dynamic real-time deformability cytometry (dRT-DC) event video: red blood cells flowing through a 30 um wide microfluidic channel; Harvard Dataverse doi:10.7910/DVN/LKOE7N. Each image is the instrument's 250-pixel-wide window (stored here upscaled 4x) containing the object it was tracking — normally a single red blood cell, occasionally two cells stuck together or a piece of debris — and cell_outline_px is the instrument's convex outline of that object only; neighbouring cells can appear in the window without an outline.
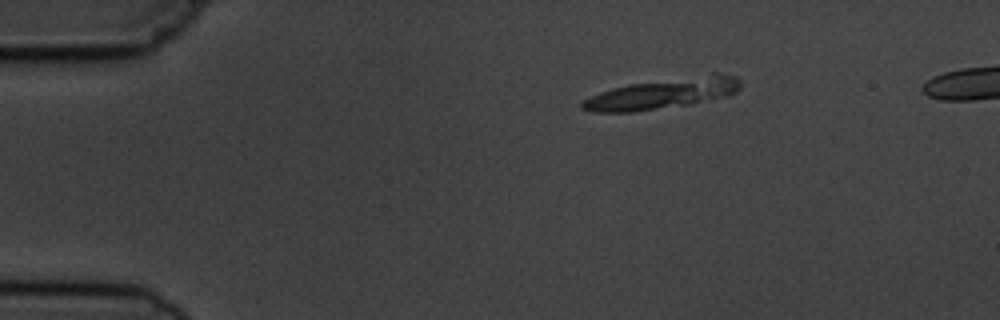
{"species": "common noctule bat (a hibernating species)", "species_latin": "Nyctalus noctula", "temperature_condition": "cold", "stored_images_in_passage": 5, "segment_of_instrument_passage": [1, 2], "camera_frame_rate_fps": 3000, "um_per_image_px": 0.085, "animal": {"sex": "male", "body_mass_g": 19.5, "forearm_length_mm": 54.6}, "frame": {"image": 1, "passage_image": 1, "time_ms": 0.0, "image_size_px": [1000, 320], "cell_outline_px": [[740, 88], [736, 92], [728, 96], [688, 104], [632, 112], [592, 112], [580, 108], [580, 104], [584, 100], [600, 92], [612, 88], [628, 84], [712, 72], [720, 72], [736, 76], [740, 80]], "centroid_in_image_um": [56.37, 7.92], "position_along_channel_um": 28.6, "area_um2": 28.44}}